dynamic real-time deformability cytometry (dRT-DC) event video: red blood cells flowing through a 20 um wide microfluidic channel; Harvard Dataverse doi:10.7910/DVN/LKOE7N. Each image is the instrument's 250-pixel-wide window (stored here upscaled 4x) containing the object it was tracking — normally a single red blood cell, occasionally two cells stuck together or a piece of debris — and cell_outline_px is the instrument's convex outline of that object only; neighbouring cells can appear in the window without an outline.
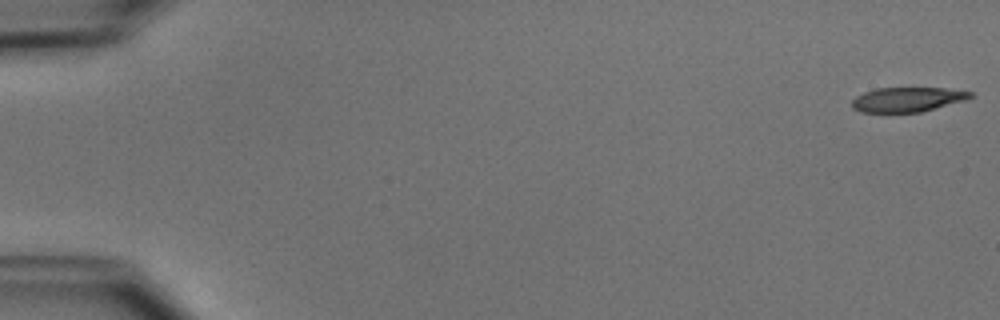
{"species": "common noctule bat (a hibernating species)", "species_latin": "Nyctalus noctula", "temperature_condition": "cold", "stored_images_in_passage": 52, "camera_frame_rate_fps": 3000, "um_per_image_px": 0.085, "animal": {"sex": "male", "body_mass_g": 15.6}, "frame": {"image": 1, "passage_image": 1, "time_ms": 0.0, "image_size_px": [1000, 320], "cell_outline_px": [[976, 96], [964, 100], [920, 112], [860, 112], [852, 108], [852, 100], [856, 96], [864, 92], [876, 88], [944, 88], [972, 92]], "centroid_in_image_um": [77.11, 8.45], "position_along_channel_um": 7.9, "area_um2": 16.88}}
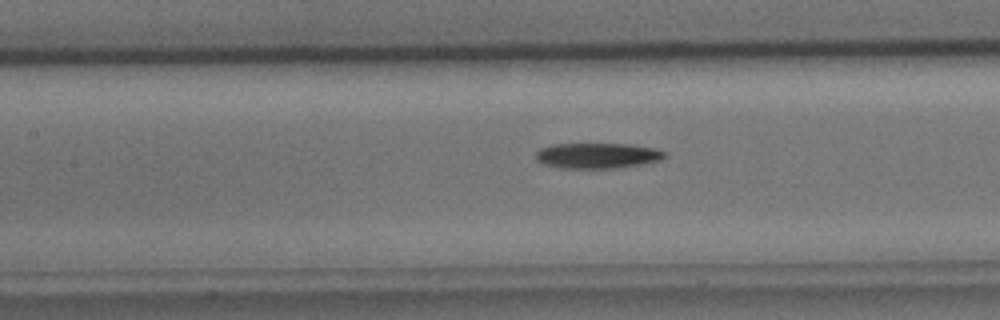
{"frame": {"image": 2, "passage_image": 24, "time_ms": 7.667, "image_size_px": [1000, 320], "cell_outline_px": [[668, 156], [660, 160], [640, 164], [616, 168], [564, 168], [544, 164], [536, 160], [536, 152], [540, 148], [552, 144], [632, 144], [656, 148], [668, 152]], "centroid_in_image_um": [50.82, 13.22], "position_along_channel_um": 156.6, "area_um2": 19.25}}
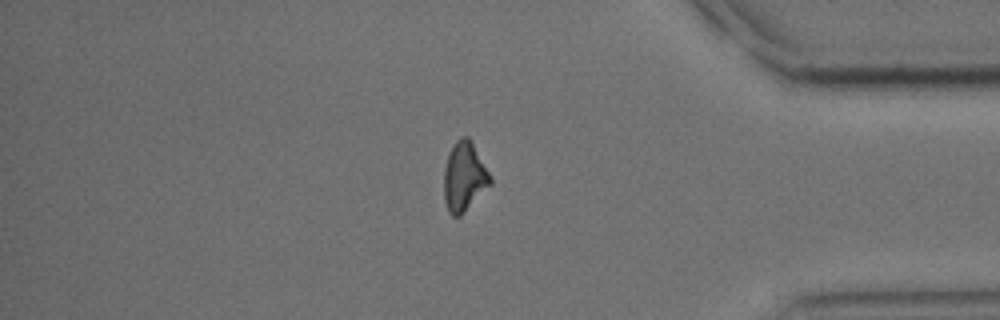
{"frame": {"image": 3, "passage_image": 44, "time_ms": 14.333, "image_size_px": [1000, 320], "cell_outline_px": [[492, 184], [460, 216], [452, 216], [448, 212], [444, 200], [444, 168], [452, 144], [460, 136], [468, 136], [472, 140], [492, 176]], "centroid_in_image_um": [39.48, 15.0], "position_along_channel_um": 395.7, "area_um2": 19.07}, "authors_computed_cell_mechanics": {"area_um2": 19.074, "velocity_mm_per_s": 3.9359, "shape_relaxation_time_tau1_ms": 5.4026, "shape_relaxation_time_tau2_ms": null, "deformation_change_tau1": 0.1538, "deformation_change_tau2": null}}